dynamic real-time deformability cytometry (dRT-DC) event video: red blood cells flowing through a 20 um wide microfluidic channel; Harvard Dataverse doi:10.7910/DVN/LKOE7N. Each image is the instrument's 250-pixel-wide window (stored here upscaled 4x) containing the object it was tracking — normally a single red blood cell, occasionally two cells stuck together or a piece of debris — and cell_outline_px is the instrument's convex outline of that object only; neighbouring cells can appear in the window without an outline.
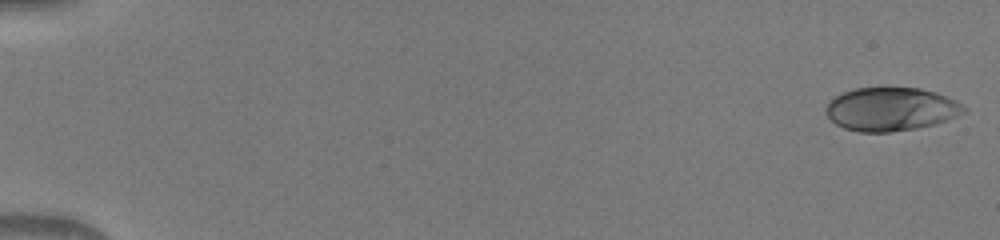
{"species": "human", "species_latin": "Homo sapiens", "temperature_condition": "warm", "stored_images_in_passage": 50, "camera_frame_rate_fps": 3000, "um_per_image_px": 0.085, "donor": {"sex": "male"}, "frame": {"image": 1, "passage_image": 1, "time_ms": 0.0, "image_size_px": [1000, 240], "cell_outline_px": [[968, 112], [932, 124], [916, 128], [888, 132], [860, 132], [844, 128], [836, 124], [824, 112], [824, 108], [836, 96], [844, 92], [856, 88], [920, 88], [936, 92], [956, 100], [968, 108]], "centroid_in_image_um": [75.74, 9.27], "position_along_channel_um": 9.3, "area_um2": 34.74}}
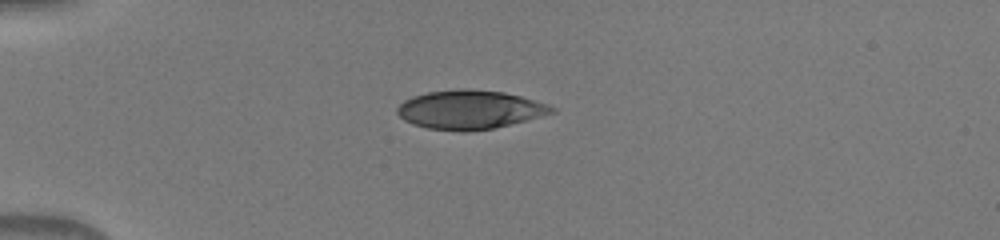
{"frame": {"image": 2, "passage_image": 14, "time_ms": 4.333, "image_size_px": [1000, 240], "cell_outline_px": [[556, 112], [496, 128], [468, 132], [460, 132], [428, 128], [412, 124], [404, 120], [396, 112], [396, 108], [404, 100], [412, 96], [428, 92], [460, 88], [468, 88], [504, 92], [520, 96], [548, 104], [556, 108]], "centroid_in_image_um": [39.92, 9.32], "position_along_channel_um": 45.1, "area_um2": 35.26}}
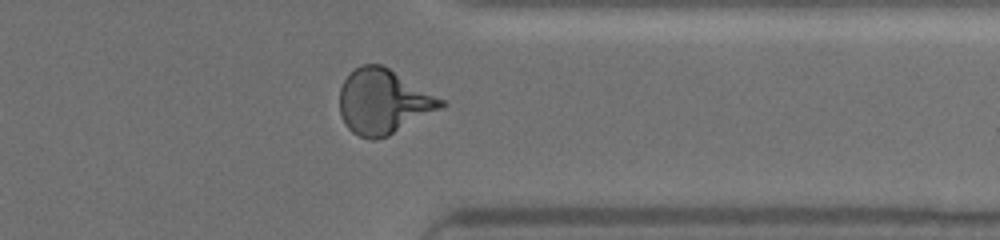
{"frame": {"image": 3, "passage_image": 41, "time_ms": 13.333, "image_size_px": [1000, 240], "cell_outline_px": [[448, 104], [444, 108], [388, 136], [372, 140], [368, 140], [352, 132], [344, 124], [340, 112], [340, 88], [344, 80], [356, 68], [364, 64], [380, 64], [388, 68], [444, 100]], "centroid_in_image_um": [32.6, 8.67], "position_along_channel_um": 378.8, "area_um2": 38.15}}